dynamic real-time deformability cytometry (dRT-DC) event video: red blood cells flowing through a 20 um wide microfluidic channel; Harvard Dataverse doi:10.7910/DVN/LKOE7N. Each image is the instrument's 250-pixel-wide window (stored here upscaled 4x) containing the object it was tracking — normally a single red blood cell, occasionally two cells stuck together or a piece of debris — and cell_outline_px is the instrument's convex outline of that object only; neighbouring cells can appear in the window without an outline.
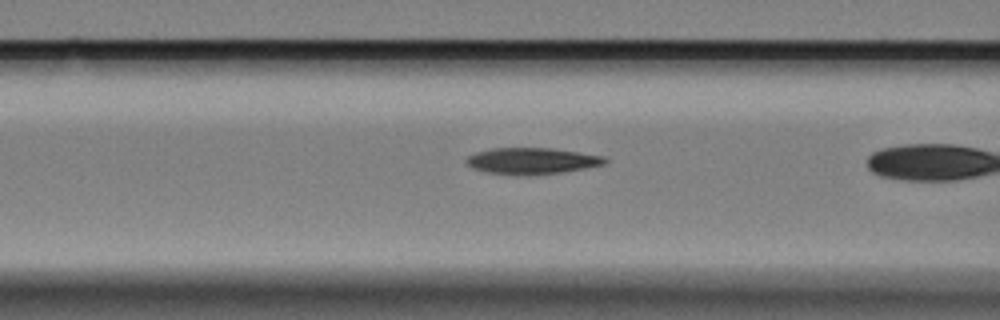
{"species": "Egyptian fruit bat (a non-hibernating species)", "species_latin": "Rousettus aegyptiacus", "temperature_condition": "cold", "stored_images_in_passage": 4, "segment_of_instrument_passage": [2, 2], "camera_frame_rate_fps": 3000, "um_per_image_px": 0.085, "animal": {"sex": "female"}, "frame": {"image": 1, "passage_image": 4, "time_ms": 1.0, "image_size_px": [1000, 320], "cell_outline_px": [[608, 160], [604, 164], [564, 172], [516, 176], [488, 172], [472, 168], [464, 160], [468, 156], [476, 152], [492, 148], [552, 148], [604, 156]], "centroid_in_image_um": [45.18, 13.68], "position_along_channel_um": 121.4, "area_um2": 21.27}}